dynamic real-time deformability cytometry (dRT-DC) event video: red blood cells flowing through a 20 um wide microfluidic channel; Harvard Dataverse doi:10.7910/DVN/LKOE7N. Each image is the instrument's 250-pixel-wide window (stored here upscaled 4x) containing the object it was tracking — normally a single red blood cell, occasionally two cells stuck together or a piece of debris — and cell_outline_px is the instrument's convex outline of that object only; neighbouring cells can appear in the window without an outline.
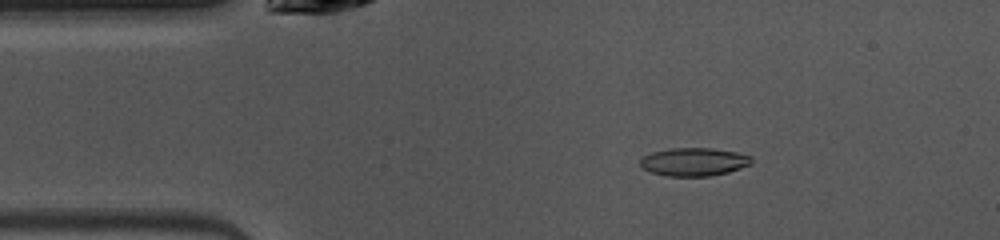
{"species": "common noctule bat (a hibernating species)", "species_latin": "Nyctalus noctula", "temperature_condition": "warm", "stored_images_in_passage": 46, "camera_frame_rate_fps": 3000, "um_per_image_px": 0.085, "animal": {"sex": "female", "body_mass_g": 10.0, "forearm_length_mm": 53.1}, "frame": {"image": 1, "passage_image": 6, "time_ms": 1.667, "image_size_px": [1000, 240], "cell_outline_px": [[752, 164], [728, 172], [712, 176], [668, 176], [652, 172], [644, 168], [640, 164], [640, 160], [644, 156], [652, 152], [672, 148], [712, 148], [736, 152], [752, 156]], "centroid_in_image_um": [59.02, 13.75], "position_along_channel_um": 26.0, "area_um2": 18.21}}
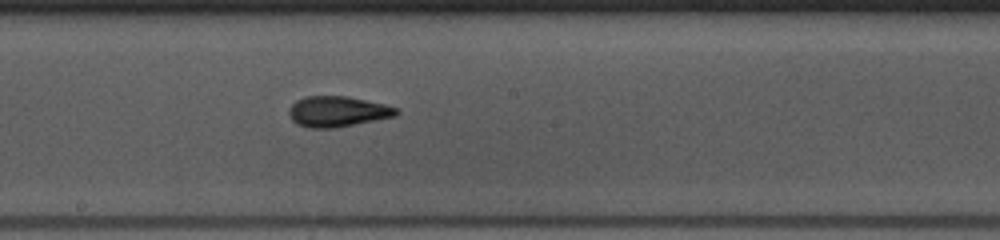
{"frame": {"image": 2, "passage_image": 23, "time_ms": 7.333, "image_size_px": [1000, 240], "cell_outline_px": [[400, 112], [396, 116], [336, 128], [308, 128], [296, 124], [292, 120], [288, 112], [288, 108], [296, 100], [304, 96], [348, 96], [384, 104], [400, 108]], "centroid_in_image_um": [28.69, 9.48], "position_along_channel_um": 219.5, "area_um2": 19.42}}
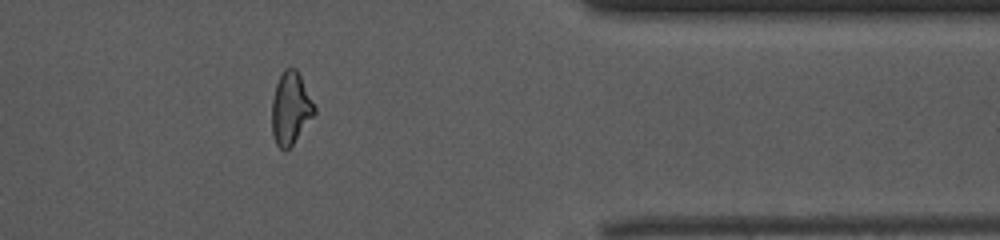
{"frame": {"image": 3, "passage_image": 37, "time_ms": 12.0, "image_size_px": [1000, 240], "cell_outline_px": [[316, 112], [292, 144], [284, 152], [276, 144], [272, 132], [272, 100], [276, 84], [284, 68], [296, 68], [316, 108]], "centroid_in_image_um": [24.69, 9.21], "position_along_channel_um": 386.7, "area_um2": 17.63}, "authors_computed_cell_mechanics": {"area_um2": 18.3804, "velocity_mm_per_s": 4.0543, "shape_relaxation_time_tau1_ms": 3.5513, "shape_relaxation_time_tau2_ms": 1.9854, "deformation_change_tau1": 0.1484, "deformation_change_tau2": 0.102}}